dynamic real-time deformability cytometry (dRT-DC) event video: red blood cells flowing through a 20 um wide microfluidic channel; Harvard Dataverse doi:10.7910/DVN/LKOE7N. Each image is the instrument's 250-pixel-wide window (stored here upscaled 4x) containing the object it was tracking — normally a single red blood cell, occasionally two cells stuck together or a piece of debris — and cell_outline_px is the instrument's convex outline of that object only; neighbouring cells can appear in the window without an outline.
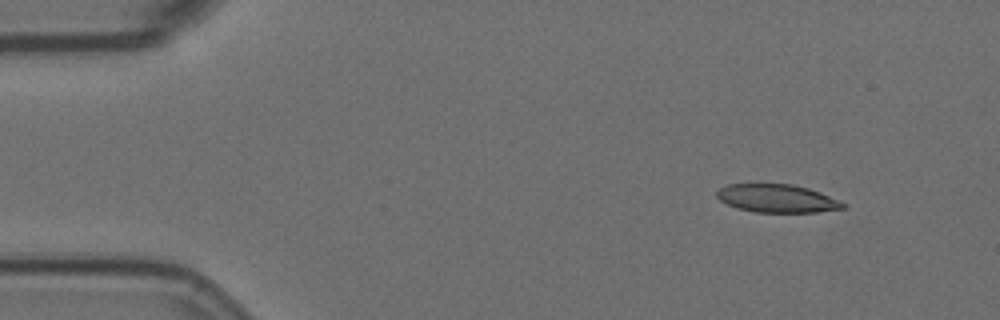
{"species": "Egyptian fruit bat (a non-hibernating species)", "species_latin": "Rousettus aegyptiacus", "temperature_condition": "room temperature", "stored_images_in_passage": 4, "camera_frame_rate_fps": 3000, "um_per_image_px": 0.085, "animal": {"sex": "female"}, "frame": {"image": 1, "passage_image": 1, "time_ms": 0.0, "image_size_px": [1000, 320], "cell_outline_px": [[848, 208], [816, 212], [752, 212], [736, 208], [720, 200], [716, 196], [716, 192], [720, 188], [728, 184], [792, 184], [808, 188], [820, 192], [840, 200], [848, 204]], "centroid_in_image_um": [66.09, 16.87], "position_along_channel_um": 18.9, "area_um2": 20.87}}
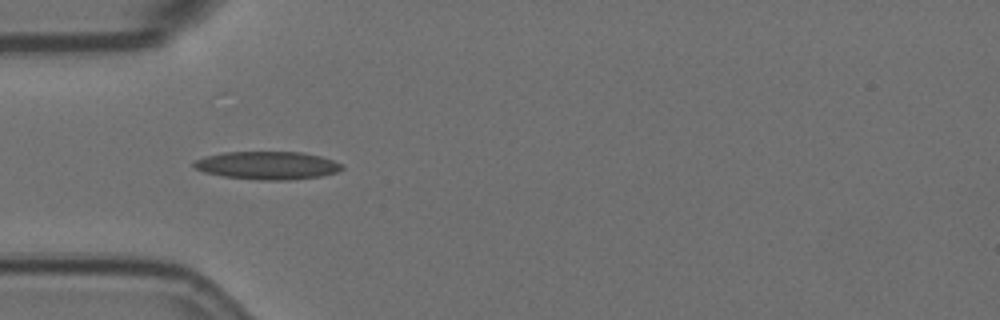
{"frame": {"image": 2, "passage_image": 3, "time_ms": 0.667, "image_size_px": [1000, 320], "cell_outline_px": [[344, 168], [336, 172], [320, 176], [288, 180], [260, 180], [224, 176], [204, 172], [196, 168], [192, 164], [192, 160], [204, 156], [224, 152], [300, 152], [320, 156], [344, 164]], "centroid_in_image_um": [22.71, 14.05], "position_along_channel_um": 62.3, "area_um2": 24.16}}
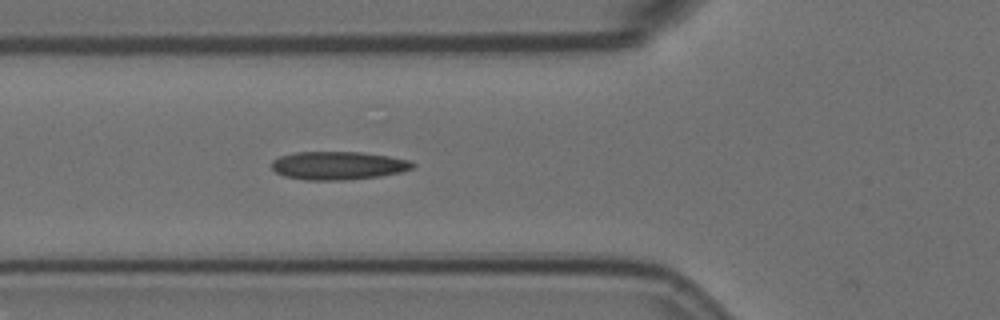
{"frame": {"image": 3, "passage_image": 4, "time_ms": 1.0, "image_size_px": [1000, 320], "cell_outline_px": [[416, 164], [412, 168], [400, 172], [380, 176], [348, 180], [304, 180], [284, 176], [276, 172], [272, 168], [272, 160], [280, 156], [296, 152], [360, 152], [388, 156], [408, 160]], "centroid_in_image_um": [28.72, 14.08], "position_along_channel_um": 97.1, "area_um2": 23.18}}